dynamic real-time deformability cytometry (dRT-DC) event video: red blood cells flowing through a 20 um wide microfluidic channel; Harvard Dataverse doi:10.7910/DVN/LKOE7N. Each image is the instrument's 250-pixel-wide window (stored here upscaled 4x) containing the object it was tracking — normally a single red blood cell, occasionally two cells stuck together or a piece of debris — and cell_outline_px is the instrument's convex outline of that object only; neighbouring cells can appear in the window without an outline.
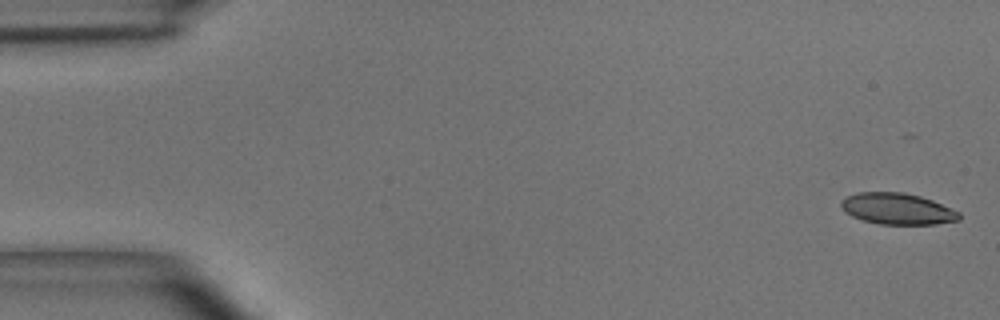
{"species": "common noctule bat (a hibernating species)", "species_latin": "Nyctalus noctula", "temperature_condition": "room temperature", "stored_images_in_passage": 5, "camera_frame_rate_fps": 3000, "um_per_image_px": 0.085, "animal": {"sex": "male", "body_mass_g": 15.6}, "frame": {"image": 1, "passage_image": 1, "time_ms": 0.0, "image_size_px": [1000, 320], "cell_outline_px": [[960, 220], [936, 224], [880, 224], [860, 220], [844, 212], [840, 204], [840, 200], [856, 192], [904, 192], [920, 196], [932, 200], [960, 212]], "centroid_in_image_um": [76.25, 17.75], "position_along_channel_um": 8.8, "area_um2": 21.68}}
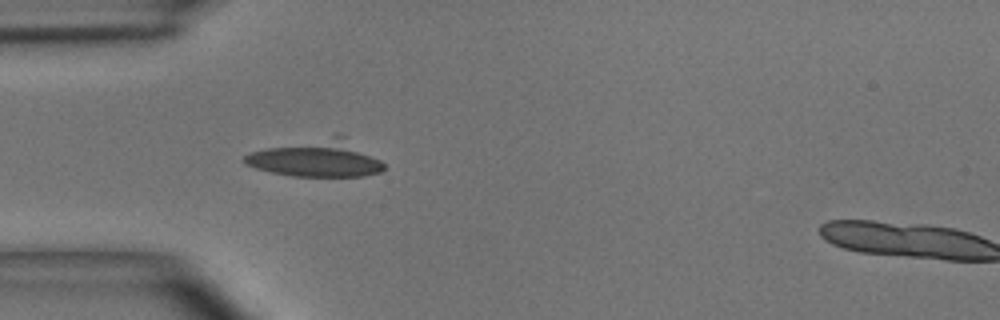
{"frame": {"image": 2, "passage_image": 4, "time_ms": 1.0, "image_size_px": [1000, 320], "cell_outline_px": [[384, 168], [380, 172], [364, 176], [292, 176], [272, 172], [256, 168], [244, 164], [244, 156], [252, 152], [268, 148], [336, 136], [344, 136], [380, 160], [384, 164]], "centroid_in_image_um": [26.93, 13.51], "position_along_channel_um": 58.1, "area_um2": 28.73}}